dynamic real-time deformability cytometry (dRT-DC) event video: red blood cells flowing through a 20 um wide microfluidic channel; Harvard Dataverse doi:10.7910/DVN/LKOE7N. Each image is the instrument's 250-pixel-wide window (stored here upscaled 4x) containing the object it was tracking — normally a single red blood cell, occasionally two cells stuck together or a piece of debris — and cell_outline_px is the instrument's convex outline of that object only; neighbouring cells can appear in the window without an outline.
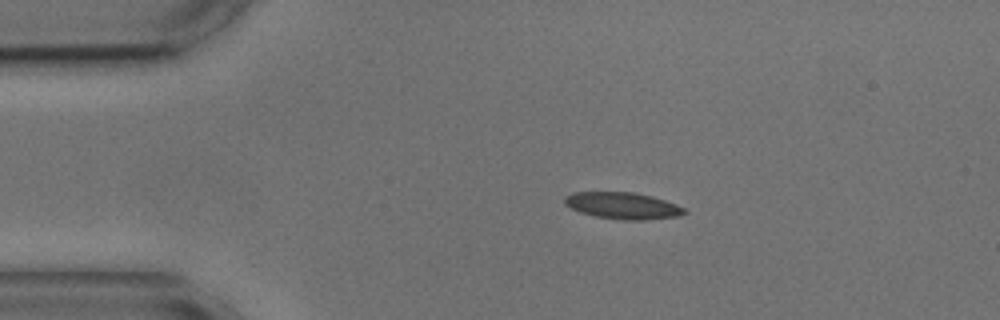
{"species": "common noctule bat (a hibernating species)", "species_latin": "Nyctalus noctula", "temperature_condition": "cold", "stored_images_in_passage": 4, "camera_frame_rate_fps": 3000, "um_per_image_px": 0.085, "animal": {"sex": "male", "body_mass_g": 17.9, "forearm_length_mm": 54.2}, "frame": {"image": 1, "passage_image": 2, "time_ms": 2.0, "image_size_px": [1000, 320], "cell_outline_px": [[688, 212], [680, 216], [644, 220], [624, 220], [596, 216], [580, 212], [564, 204], [564, 196], [572, 192], [632, 192], [652, 196], [676, 204], [684, 208]], "centroid_in_image_um": [52.94, 17.48], "position_along_channel_um": 32.1, "area_um2": 18.61}}
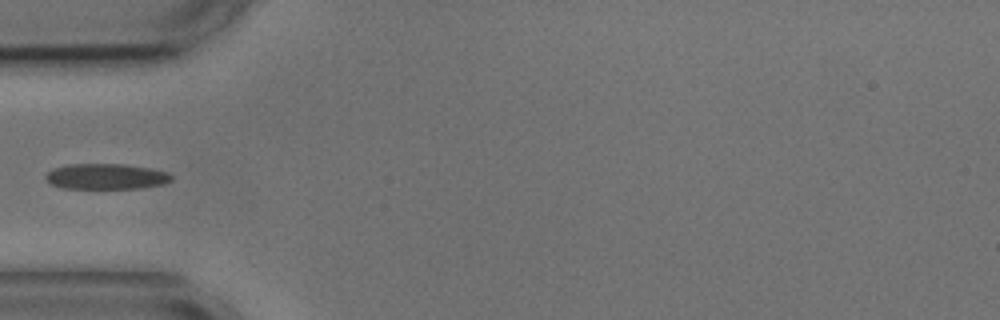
{"frame": {"image": 2, "passage_image": 4, "time_ms": 4.333, "image_size_px": [1000, 320], "cell_outline_px": [[172, 180], [164, 184], [136, 188], [60, 188], [52, 184], [44, 176], [52, 168], [68, 164], [124, 164], [152, 168], [168, 172], [172, 176]], "centroid_in_image_um": [9.02, 14.99], "position_along_channel_um": 76.0, "area_um2": 18.79}}